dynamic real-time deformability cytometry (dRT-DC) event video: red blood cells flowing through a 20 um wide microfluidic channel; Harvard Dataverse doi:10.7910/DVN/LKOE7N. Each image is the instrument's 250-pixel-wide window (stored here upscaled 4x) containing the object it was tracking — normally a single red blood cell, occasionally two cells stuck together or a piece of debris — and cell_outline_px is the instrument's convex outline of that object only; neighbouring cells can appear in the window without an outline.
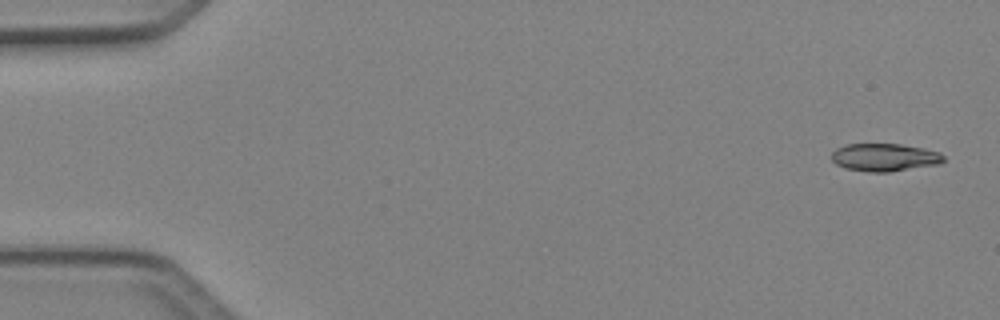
{"species": "Egyptian fruit bat (a non-hibernating species)", "species_latin": "Rousettus aegyptiacus", "temperature_condition": "cold", "stored_images_in_passage": 5, "camera_frame_rate_fps": 3000, "um_per_image_px": 0.085, "animal": {"sex": "female"}, "frame": {"image": 1, "passage_image": 1, "time_ms": 0.0, "image_size_px": [1000, 320], "cell_outline_px": [[944, 160], [940, 164], [888, 172], [868, 172], [844, 168], [836, 164], [832, 160], [832, 152], [836, 148], [844, 144], [900, 144], [924, 148], [940, 152], [944, 156]], "centroid_in_image_um": [75.18, 13.37], "position_along_channel_um": 9.8, "area_um2": 18.26}}
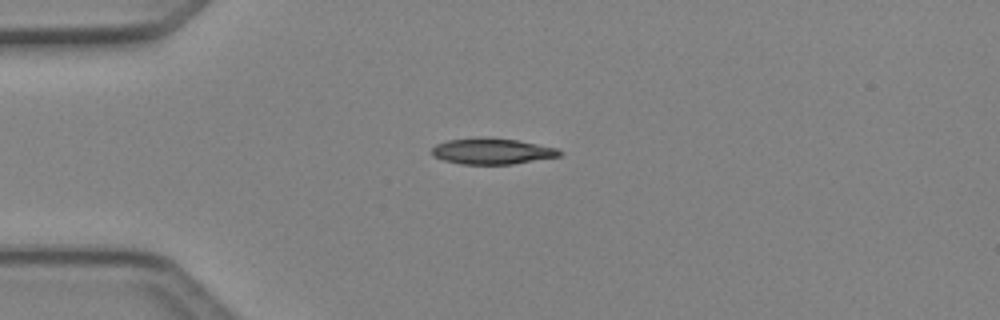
{"frame": {"image": 2, "passage_image": 4, "time_ms": 1.0, "image_size_px": [1000, 320], "cell_outline_px": [[564, 152], [560, 156], [512, 164], [460, 164], [444, 160], [432, 156], [432, 148], [436, 144], [448, 140], [488, 136], [516, 140], [556, 148]], "centroid_in_image_um": [41.8, 12.85], "position_along_channel_um": 43.2, "area_um2": 19.36}}